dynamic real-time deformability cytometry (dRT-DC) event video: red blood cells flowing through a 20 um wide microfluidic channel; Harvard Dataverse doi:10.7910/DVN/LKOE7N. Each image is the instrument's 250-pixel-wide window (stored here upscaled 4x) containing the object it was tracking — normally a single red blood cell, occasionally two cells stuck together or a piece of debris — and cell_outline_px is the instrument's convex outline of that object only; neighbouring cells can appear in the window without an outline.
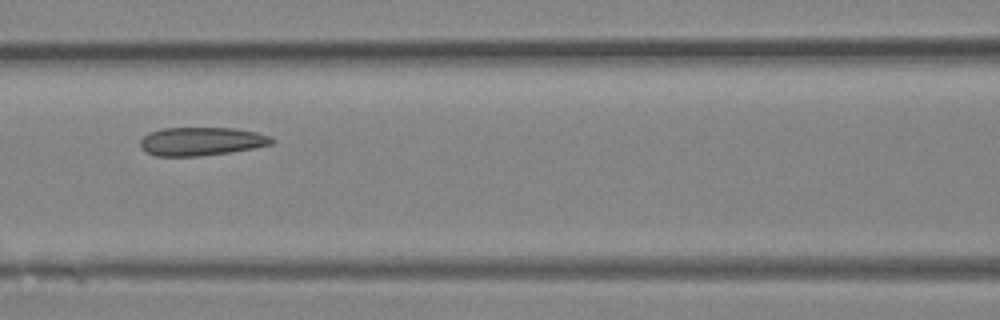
{"species": "Egyptian fruit bat (a non-hibernating species)", "species_latin": "Rousettus aegyptiacus", "temperature_condition": "room temperature", "stored_images_in_passage": 4, "camera_frame_rate_fps": 3000, "um_per_image_px": 0.085, "animal": {"sex": "female"}, "frame": {"image": 1, "passage_image": 4, "time_ms": 3.667, "image_size_px": [1000, 320], "cell_outline_px": [[276, 140], [272, 144], [256, 148], [232, 152], [200, 156], [156, 156], [140, 148], [140, 140], [144, 136], [160, 128], [236, 128], [256, 132], [272, 136]], "centroid_in_image_um": [17.17, 12.02], "position_along_channel_um": 149.4, "area_um2": 21.96}}